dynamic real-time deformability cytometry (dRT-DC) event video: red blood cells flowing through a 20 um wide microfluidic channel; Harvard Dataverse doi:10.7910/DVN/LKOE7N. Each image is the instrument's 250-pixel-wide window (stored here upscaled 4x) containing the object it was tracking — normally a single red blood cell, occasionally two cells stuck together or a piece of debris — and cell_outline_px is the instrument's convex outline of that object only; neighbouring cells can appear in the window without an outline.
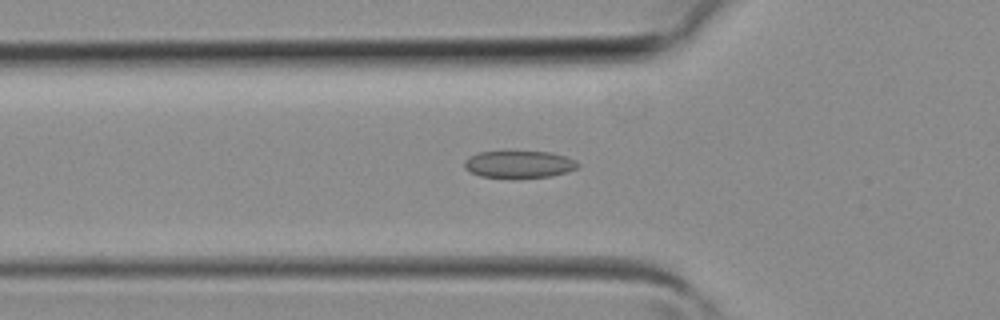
{"species": "common noctule bat (a hibernating species)", "species_latin": "Nyctalus noctula", "temperature_condition": "room temperature", "stored_images_in_passage": 34, "camera_frame_rate_fps": 3000, "um_per_image_px": 0.085, "animal": {"sex": "female", "body_mass_g": 19.3, "forearm_length_mm": 54.1}, "frame": {"image": 1, "passage_image": 13, "time_ms": 4.0, "image_size_px": [1000, 320], "cell_outline_px": [[580, 164], [576, 168], [568, 172], [552, 176], [480, 176], [468, 172], [464, 168], [464, 160], [468, 156], [480, 152], [552, 152], [576, 160]], "centroid_in_image_um": [44.11, 13.94], "position_along_channel_um": 81.7, "area_um2": 17.57}}
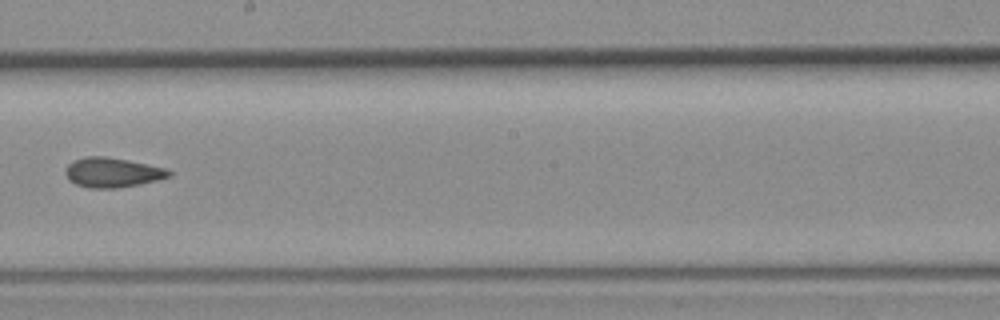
{"frame": {"image": 2, "passage_image": 22, "time_ms": 7.0, "image_size_px": [1000, 320], "cell_outline_px": [[172, 172], [168, 176], [156, 180], [140, 184], [116, 188], [88, 188], [76, 184], [68, 180], [64, 172], [64, 168], [72, 160], [88, 156], [104, 156], [128, 160], [168, 168]], "centroid_in_image_um": [9.51, 14.65], "position_along_channel_um": 238.7, "area_um2": 18.03}}
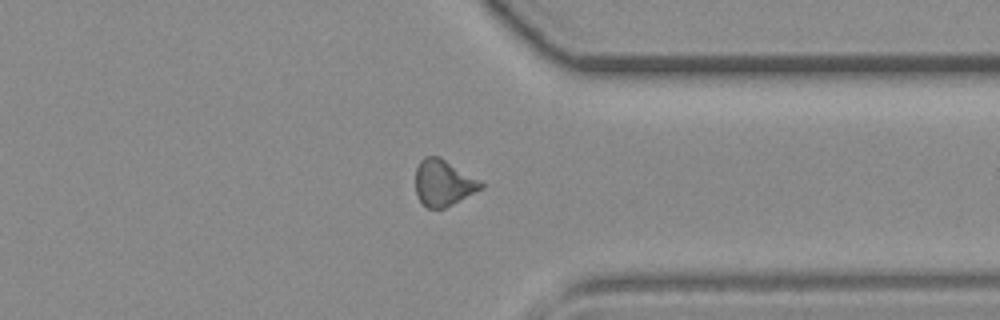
{"frame": {"image": 3, "passage_image": 30, "time_ms": 9.667, "image_size_px": [1000, 320], "cell_outline_px": [[484, 188], [444, 208], [424, 208], [416, 192], [416, 168], [420, 160], [424, 156], [440, 156], [480, 180], [484, 184]], "centroid_in_image_um": [37.68, 15.53], "position_along_channel_um": 373.7, "area_um2": 17.69}}